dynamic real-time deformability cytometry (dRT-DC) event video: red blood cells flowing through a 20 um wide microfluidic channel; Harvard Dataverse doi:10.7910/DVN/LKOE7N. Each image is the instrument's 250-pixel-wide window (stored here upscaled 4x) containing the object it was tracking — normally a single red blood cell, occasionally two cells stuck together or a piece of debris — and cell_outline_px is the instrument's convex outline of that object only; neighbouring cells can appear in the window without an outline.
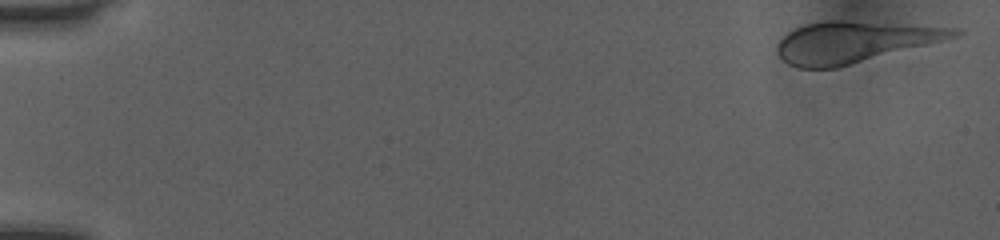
{"species": "human", "species_latin": "Homo sapiens", "temperature_condition": "room temperature", "stored_images_in_passage": 8, "camera_frame_rate_fps": 3000, "um_per_image_px": 0.085, "donor": {"sex": "female"}, "frame": {"image": 1, "passage_image": 1, "time_ms": 0.0, "image_size_px": [1000, 240], "cell_outline_px": [[964, 32], [956, 36], [944, 40], [836, 68], [800, 68], [788, 64], [776, 52], [776, 44], [788, 32], [804, 24], [828, 20], [840, 20], [960, 28]], "centroid_in_image_um": [72.57, 3.56], "position_along_channel_um": 12.4, "area_um2": 42.08}}
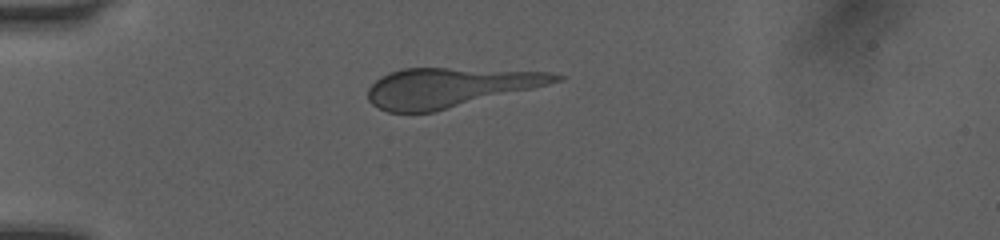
{"frame": {"image": 2, "passage_image": 6, "time_ms": 1.667, "image_size_px": [1000, 240], "cell_outline_px": [[568, 76], [564, 80], [436, 112], [388, 112], [372, 104], [368, 100], [368, 88], [380, 76], [388, 72], [404, 68], [448, 68], [548, 72]], "centroid_in_image_um": [38.2, 7.43], "position_along_channel_um": 46.8, "area_um2": 42.95}}
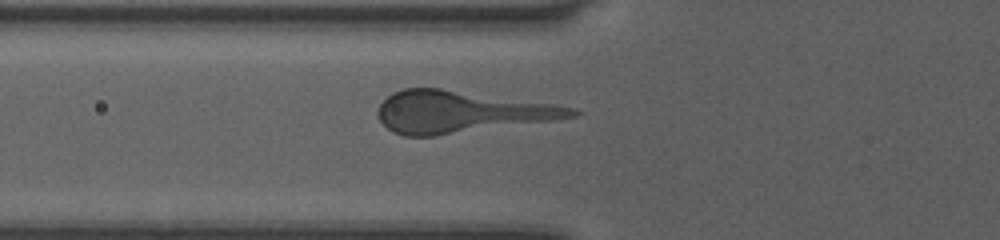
{"frame": {"image": 3, "passage_image": 8, "time_ms": 2.333, "image_size_px": [1000, 240], "cell_outline_px": [[580, 112], [576, 116], [556, 120], [436, 136], [404, 136], [392, 132], [376, 116], [376, 112], [380, 104], [392, 92], [404, 88], [440, 88], [552, 104], [576, 108]], "centroid_in_image_um": [39.14, 9.52], "position_along_channel_um": 86.7, "area_um2": 47.16}}